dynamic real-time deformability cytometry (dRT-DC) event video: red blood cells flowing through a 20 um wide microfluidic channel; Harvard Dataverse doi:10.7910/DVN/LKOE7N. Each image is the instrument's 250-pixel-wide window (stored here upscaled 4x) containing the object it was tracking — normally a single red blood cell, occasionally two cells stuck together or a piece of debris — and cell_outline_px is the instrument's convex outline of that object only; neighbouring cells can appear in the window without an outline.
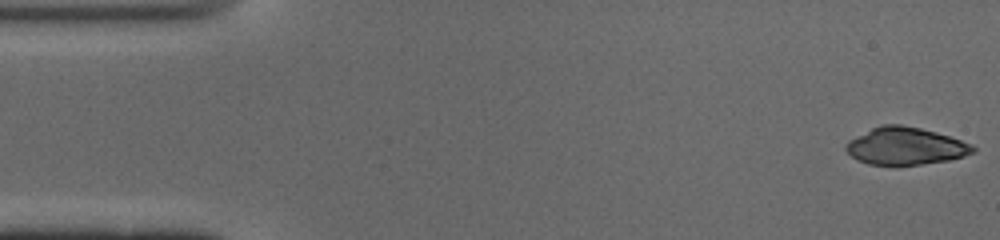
{"species": "common noctule bat (a hibernating species)", "species_latin": "Nyctalus noctula", "temperature_condition": "cold", "stored_images_in_passage": 50, "camera_frame_rate_fps": 3000, "um_per_image_px": 0.085, "animal": {"sex": "male", "body_mass_g": 19.0, "forearm_length_mm": 50.8}, "frame": {"image": 1, "passage_image": 1, "time_ms": 0.0, "image_size_px": [1000, 240], "cell_outline_px": [[976, 152], [964, 156], [948, 160], [896, 168], [868, 164], [856, 160], [844, 148], [848, 140], [872, 128], [884, 124], [900, 124], [920, 128], [936, 132], [972, 144], [976, 148]], "centroid_in_image_um": [76.94, 12.46], "position_along_channel_um": 8.1, "area_um2": 28.21}}
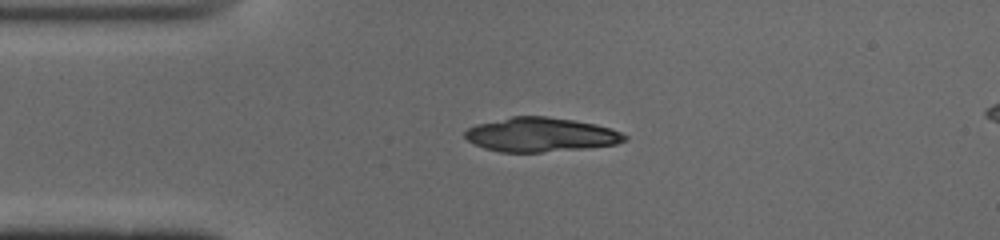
{"frame": {"image": 2, "passage_image": 11, "time_ms": 3.333, "image_size_px": [1000, 240], "cell_outline_px": [[628, 140], [616, 144], [584, 148], [540, 152], [500, 152], [484, 148], [468, 140], [464, 136], [464, 132], [468, 128], [476, 124], [512, 116], [544, 116], [572, 120], [596, 124], [612, 128], [628, 136]], "centroid_in_image_um": [45.97, 11.44], "position_along_channel_um": 39.0, "area_um2": 31.73}}